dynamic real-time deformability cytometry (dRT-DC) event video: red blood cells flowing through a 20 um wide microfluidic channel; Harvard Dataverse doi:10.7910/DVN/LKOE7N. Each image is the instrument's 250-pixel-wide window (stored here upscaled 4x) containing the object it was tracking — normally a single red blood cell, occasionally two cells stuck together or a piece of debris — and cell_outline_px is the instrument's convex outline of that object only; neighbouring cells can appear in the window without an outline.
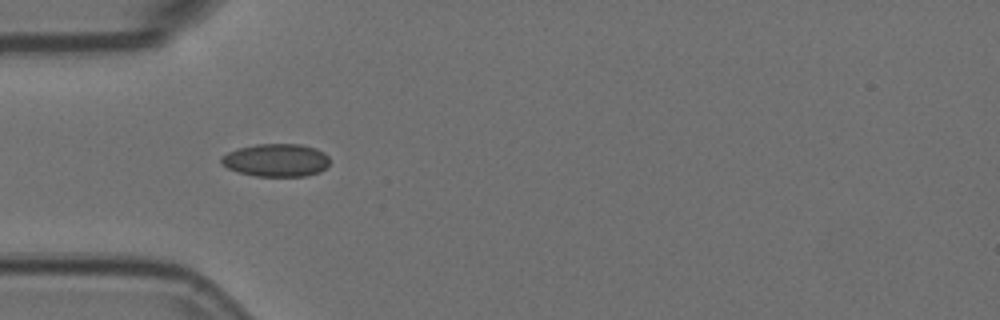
{"species": "Egyptian fruit bat (a non-hibernating species)", "species_latin": "Rousettus aegyptiacus", "temperature_condition": "room temperature", "stored_images_in_passage": 1, "camera_frame_rate_fps": 3000, "um_per_image_px": 0.085, "animal": {"sex": "female"}, "frame": {"image": 1, "passage_image": 1, "time_ms": 0.0, "image_size_px": [1000, 320], "cell_outline_px": [[328, 164], [320, 172], [304, 176], [256, 176], [240, 172], [228, 168], [220, 164], [220, 156], [228, 152], [240, 148], [256, 144], [300, 144], [316, 148], [324, 152], [328, 156]], "centroid_in_image_um": [23.46, 13.61], "position_along_channel_um": 61.5, "area_um2": 20.75}}